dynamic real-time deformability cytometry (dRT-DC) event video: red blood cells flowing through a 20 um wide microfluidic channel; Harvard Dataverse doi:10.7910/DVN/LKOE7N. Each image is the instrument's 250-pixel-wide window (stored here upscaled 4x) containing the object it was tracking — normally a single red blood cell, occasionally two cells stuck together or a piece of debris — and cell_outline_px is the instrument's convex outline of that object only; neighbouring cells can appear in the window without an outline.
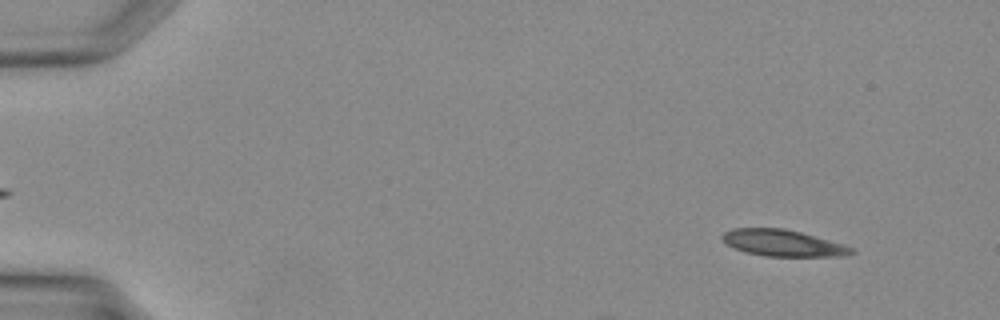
{"species": "Egyptian fruit bat (a non-hibernating species)", "species_latin": "Rousettus aegyptiacus", "temperature_condition": "warm", "stored_images_in_passage": 6, "camera_frame_rate_fps": 3000, "um_per_image_px": 0.085, "animal": {"sex": "female"}, "frame": {"image": 1, "passage_image": 3, "time_ms": 0.667, "image_size_px": [1000, 320], "cell_outline_px": [[856, 252], [840, 256], [764, 256], [744, 252], [728, 244], [720, 236], [724, 232], [732, 228], [784, 228], [800, 232], [840, 244], [852, 248]], "centroid_in_image_um": [66.48, 20.65], "position_along_channel_um": 18.5, "area_um2": 19.54}}